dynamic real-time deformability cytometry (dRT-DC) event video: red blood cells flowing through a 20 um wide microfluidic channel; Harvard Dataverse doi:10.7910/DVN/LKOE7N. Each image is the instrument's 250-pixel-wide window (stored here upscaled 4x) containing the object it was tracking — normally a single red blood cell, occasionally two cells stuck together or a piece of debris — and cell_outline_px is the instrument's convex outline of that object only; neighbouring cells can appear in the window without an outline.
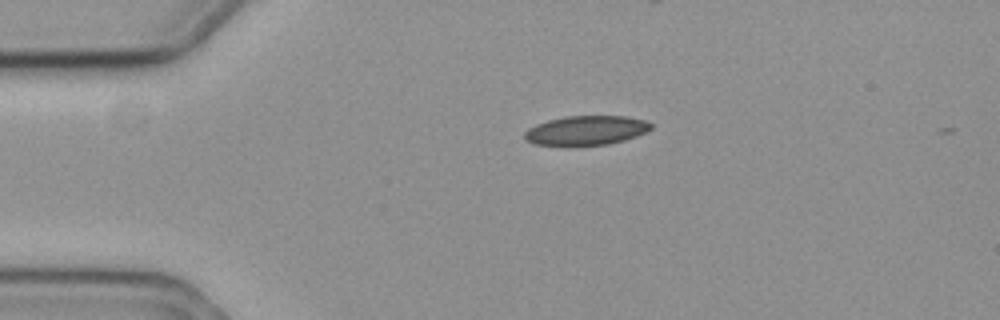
{"species": "common noctule bat (a hibernating species)", "species_latin": "Nyctalus noctula", "temperature_condition": "cold", "stored_images_in_passage": 7, "segment_of_instrument_passage": [1, 2], "camera_frame_rate_fps": 3000, "um_per_image_px": 0.085, "animal": {"sex": "female", "body_mass_g": 19.3, "forearm_length_mm": 54.1}, "frame": {"image": 1, "passage_image": 1, "time_ms": 0.0, "image_size_px": [1000, 320], "cell_outline_px": [[652, 128], [636, 136], [624, 140], [608, 144], [536, 144], [524, 140], [524, 132], [528, 128], [536, 124], [548, 120], [564, 116], [628, 116], [644, 120], [652, 124]], "centroid_in_image_um": [49.82, 11.06], "position_along_channel_um": 35.2, "area_um2": 21.27}}